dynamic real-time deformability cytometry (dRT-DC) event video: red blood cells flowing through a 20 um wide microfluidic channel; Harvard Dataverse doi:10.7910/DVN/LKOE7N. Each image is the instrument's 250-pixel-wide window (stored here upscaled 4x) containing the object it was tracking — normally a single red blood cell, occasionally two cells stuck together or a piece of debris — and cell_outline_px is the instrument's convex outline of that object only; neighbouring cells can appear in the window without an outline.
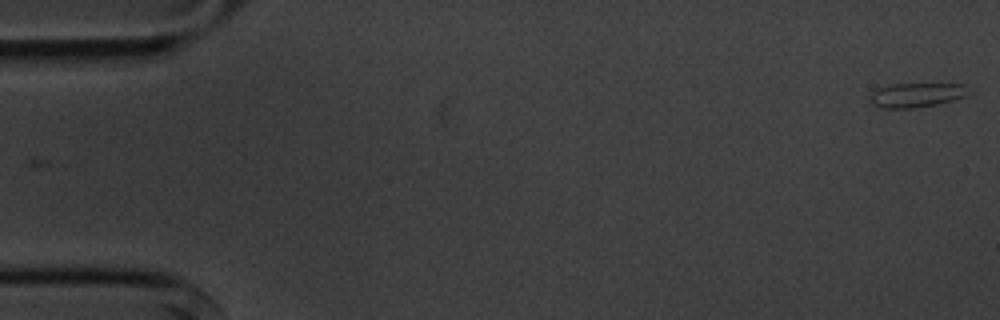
{"species": "common noctule bat (a hibernating species)", "species_latin": "Nyctalus noctula", "temperature_condition": "cold", "stored_images_in_passage": 6, "camera_frame_rate_fps": 3000, "um_per_image_px": 0.085, "animal": {"sex": "male", "body_mass_g": 20.1, "forearm_length_mm": 53.5}, "frame": {"image": 1, "passage_image": 1, "time_ms": 0.0, "image_size_px": [1000, 320], "cell_outline_px": [[972, 92], [964, 96], [952, 100], [936, 104], [912, 108], [880, 108], [872, 104], [872, 92], [876, 88], [892, 84], [964, 84]], "centroid_in_image_um": [77.91, 8.07], "position_along_channel_um": 7.1, "area_um2": 13.87}}
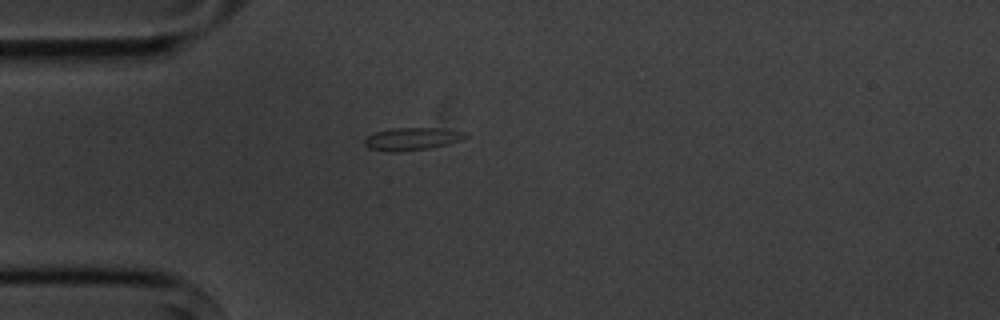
{"frame": {"image": 2, "passage_image": 5, "time_ms": 4.667, "image_size_px": [1000, 320], "cell_outline_px": [[468, 136], [460, 140], [448, 144], [428, 148], [396, 152], [392, 152], [368, 148], [364, 144], [364, 140], [368, 136], [376, 132], [392, 128], [448, 128], [468, 132]], "centroid_in_image_um": [35.07, 11.79], "position_along_channel_um": 49.9, "area_um2": 13.35}}